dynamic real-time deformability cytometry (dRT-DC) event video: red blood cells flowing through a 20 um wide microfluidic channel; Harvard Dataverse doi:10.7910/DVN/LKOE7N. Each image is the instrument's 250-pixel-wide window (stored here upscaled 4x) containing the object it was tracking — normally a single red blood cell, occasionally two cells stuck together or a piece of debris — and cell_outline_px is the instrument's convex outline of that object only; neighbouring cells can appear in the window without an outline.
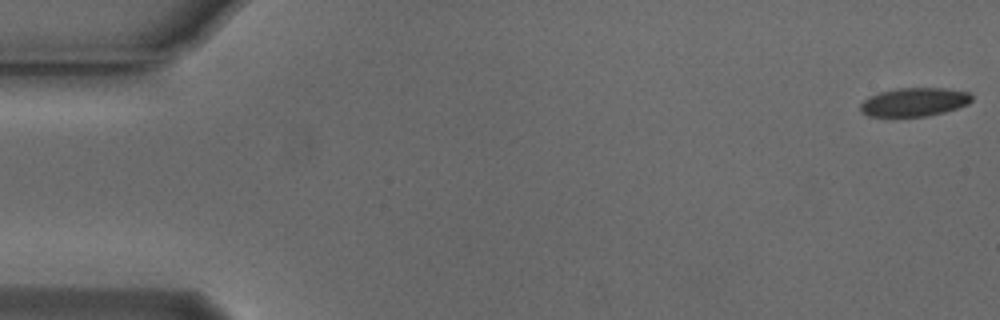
{"species": "Egyptian fruit bat (a non-hibernating species)", "species_latin": "Rousettus aegyptiacus", "temperature_condition": "cold", "stored_images_in_passage": 55, "camera_frame_rate_fps": 3000, "um_per_image_px": 0.085, "animal": {"sex": "male"}, "frame": {"image": 1, "passage_image": 1, "time_ms": 0.0, "image_size_px": [1000, 320], "cell_outline_px": [[972, 100], [968, 104], [944, 112], [928, 116], [868, 116], [860, 112], [860, 104], [868, 96], [880, 92], [900, 88], [944, 88], [968, 92], [972, 96]], "centroid_in_image_um": [77.69, 8.67], "position_along_channel_um": 7.3, "area_um2": 18.5}}
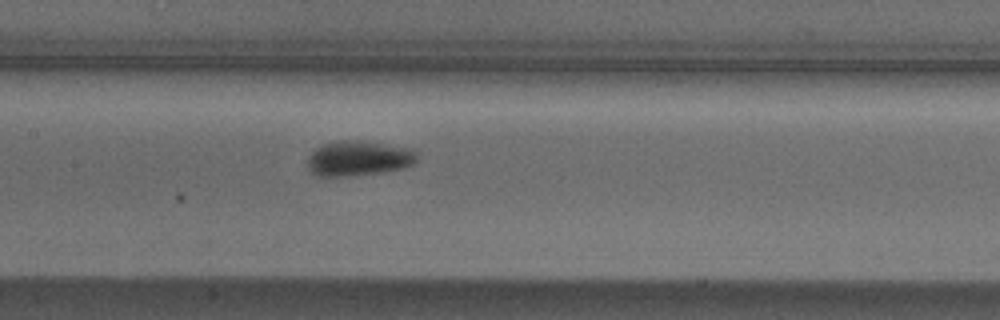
{"frame": {"image": 2, "passage_image": 26, "time_ms": 8.333, "image_size_px": [1000, 320], "cell_outline_px": [[416, 160], [412, 164], [404, 168], [384, 172], [348, 176], [316, 176], [308, 168], [308, 160], [312, 152], [316, 148], [324, 144], [340, 140], [356, 140], [412, 148], [416, 152]], "centroid_in_image_um": [30.48, 13.46], "position_along_channel_um": 176.9, "area_um2": 22.25}}
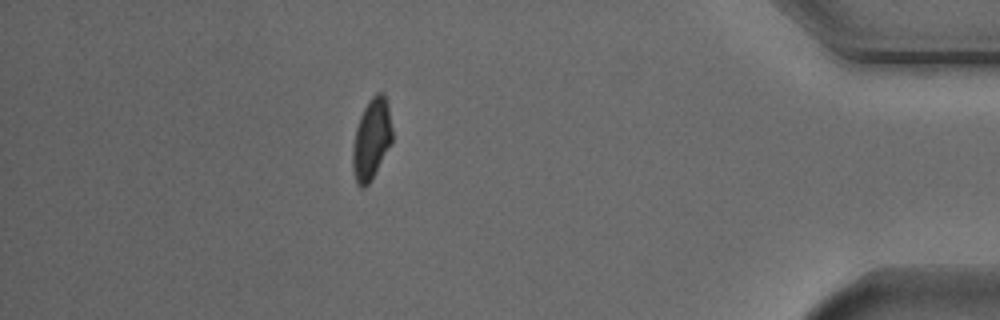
{"frame": {"image": 3, "passage_image": 48, "time_ms": 15.667, "image_size_px": [1000, 320], "cell_outline_px": [[392, 144], [372, 180], [364, 188], [360, 188], [356, 184], [352, 168], [352, 148], [356, 128], [360, 116], [368, 100], [376, 92], [384, 92], [388, 104], [392, 128]], "centroid_in_image_um": [31.58, 11.85], "position_along_channel_um": 403.6, "area_um2": 19.13}, "authors_computed_cell_mechanics": {"area_um2": 19.941, "velocity_mm_per_s": 3.7483, "shape_relaxation_time_tau1_ms": 3.6251, "shape_relaxation_time_tau2_ms": null, "deformation_change_tau1": 0.1127, "deformation_change_tau2": null}}